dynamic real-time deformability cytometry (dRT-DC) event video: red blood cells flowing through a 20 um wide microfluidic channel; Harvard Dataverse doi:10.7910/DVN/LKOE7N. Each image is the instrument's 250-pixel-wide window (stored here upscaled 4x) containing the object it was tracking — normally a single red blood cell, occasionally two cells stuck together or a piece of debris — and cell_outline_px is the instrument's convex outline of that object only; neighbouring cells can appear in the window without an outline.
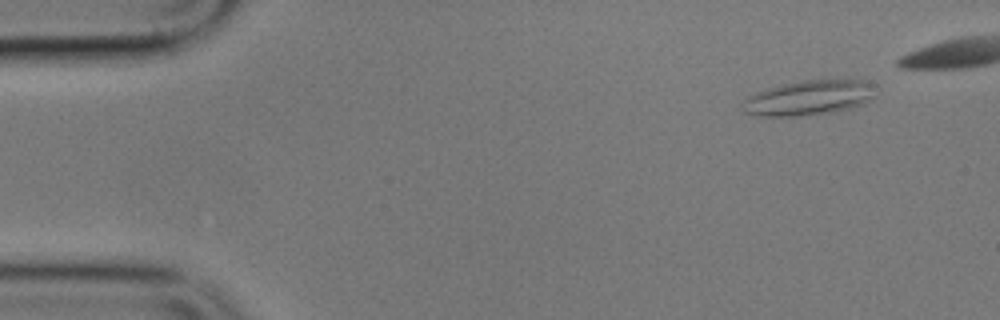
{"species": "common noctule bat (a hibernating species)", "species_latin": "Nyctalus noctula", "temperature_condition": "cold", "stored_images_in_passage": 4, "camera_frame_rate_fps": 3000, "um_per_image_px": 0.085, "animal": {"sex": "male", "body_mass_g": 17.9}, "frame": {"image": 1, "passage_image": 2, "time_ms": 1.333, "image_size_px": [1000, 320], "cell_outline_px": [[876, 96], [872, 100], [864, 104], [832, 112], [800, 116], [756, 116], [744, 112], [740, 104], [748, 96], [756, 92], [768, 88], [784, 84], [804, 80], [864, 80], [868, 84]], "centroid_in_image_um": [68.69, 8.33], "position_along_channel_um": 16.3, "area_um2": 26.88}}